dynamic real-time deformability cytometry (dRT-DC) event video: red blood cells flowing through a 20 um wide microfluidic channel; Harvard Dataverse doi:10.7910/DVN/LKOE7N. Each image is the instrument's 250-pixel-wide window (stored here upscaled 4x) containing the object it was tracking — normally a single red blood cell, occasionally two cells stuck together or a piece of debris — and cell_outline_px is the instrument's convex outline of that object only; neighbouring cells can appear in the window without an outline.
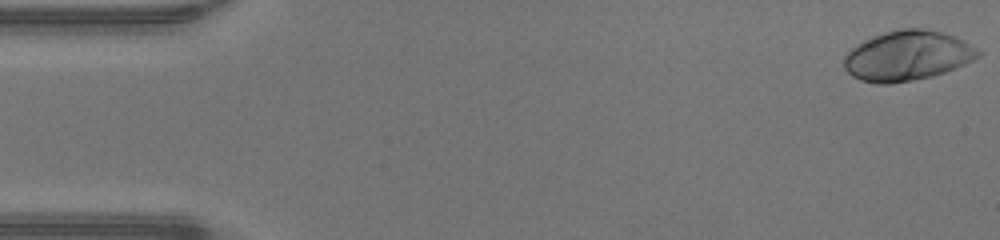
{"species": "human", "species_latin": "Homo sapiens", "temperature_condition": "warm", "stored_images_in_passage": 47, "camera_frame_rate_fps": 3000, "um_per_image_px": 0.085, "donor": {"sex": "male"}, "frame": {"image": 1, "passage_image": 1, "time_ms": 0.0, "image_size_px": [1000, 240], "cell_outline_px": [[980, 56], [964, 64], [944, 72], [932, 76], [912, 80], [888, 84], [876, 84], [860, 80], [852, 76], [844, 68], [844, 56], [856, 44], [864, 40], [884, 32], [900, 28], [924, 28], [940, 32], [964, 40], [976, 48], [980, 52]], "centroid_in_image_um": [77.09, 4.74], "position_along_channel_um": 7.9, "area_um2": 38.84}}
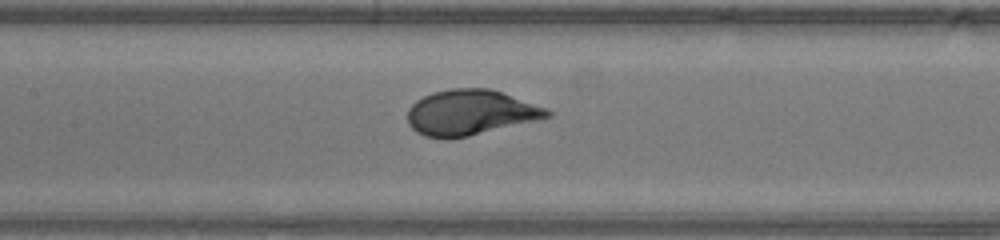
{"frame": {"image": 2, "passage_image": 22, "time_ms": 7.0, "image_size_px": [1000, 240], "cell_outline_px": [[552, 116], [468, 136], [444, 140], [424, 136], [416, 132], [408, 124], [408, 108], [416, 100], [432, 92], [452, 88], [488, 88], [548, 108], [552, 112]], "centroid_in_image_um": [39.93, 9.57], "position_along_channel_um": 167.5, "area_um2": 36.82}}
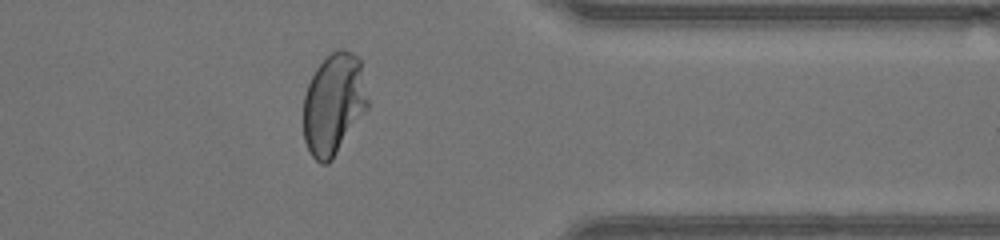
{"frame": {"image": 3, "passage_image": 38, "time_ms": 12.333, "image_size_px": [1000, 240], "cell_outline_px": [[368, 108], [332, 160], [328, 164], [320, 164], [312, 156], [304, 140], [304, 96], [308, 84], [316, 68], [332, 52], [340, 48], [344, 48], [352, 52], [360, 60], [368, 100]], "centroid_in_image_um": [28.36, 8.85], "position_along_channel_um": 383.0, "area_um2": 37.86}, "authors_computed_cell_mechanics": {"area_um2": 36.7608, "velocity_mm_per_s": 4.3262, "shape_relaxation_time_tau1_ms": 2.3181, "shape_relaxation_time_tau2_ms": null, "deformation_change_tau1": 0.1943, "deformation_change_tau2": null}}